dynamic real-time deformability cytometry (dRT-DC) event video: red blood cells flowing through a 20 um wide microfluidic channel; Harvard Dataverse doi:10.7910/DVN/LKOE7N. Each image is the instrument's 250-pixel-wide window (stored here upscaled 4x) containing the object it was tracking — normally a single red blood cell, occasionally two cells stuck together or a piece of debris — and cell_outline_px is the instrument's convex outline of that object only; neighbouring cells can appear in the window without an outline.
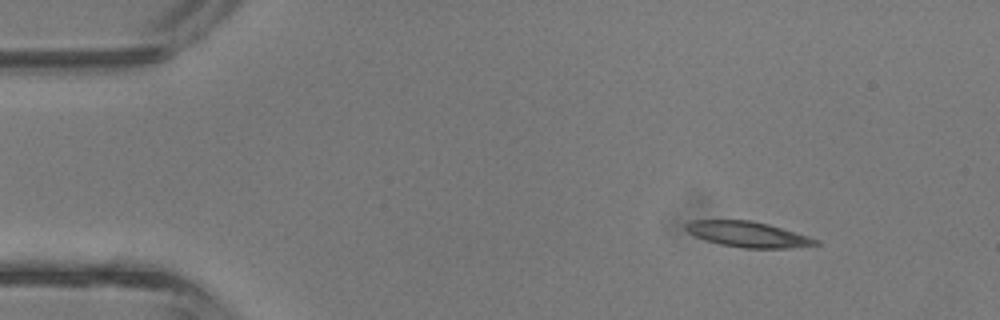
{"species": "common noctule bat (a hibernating species)", "species_latin": "Nyctalus noctula", "temperature_condition": "room temperature", "stored_images_in_passage": 40, "camera_frame_rate_fps": 3000, "um_per_image_px": 0.085, "animal": {"sex": "male", "body_mass_g": 13.3}, "frame": {"image": 1, "passage_image": 4, "time_ms": 1.0, "image_size_px": [1000, 320], "cell_outline_px": [[820, 244], [784, 248], [744, 248], [720, 244], [696, 236], [688, 232], [684, 228], [684, 224], [692, 220], [748, 220], [768, 224], [808, 236], [820, 240]], "centroid_in_image_um": [63.56, 19.91], "position_along_channel_um": 21.4, "area_um2": 19.07}}
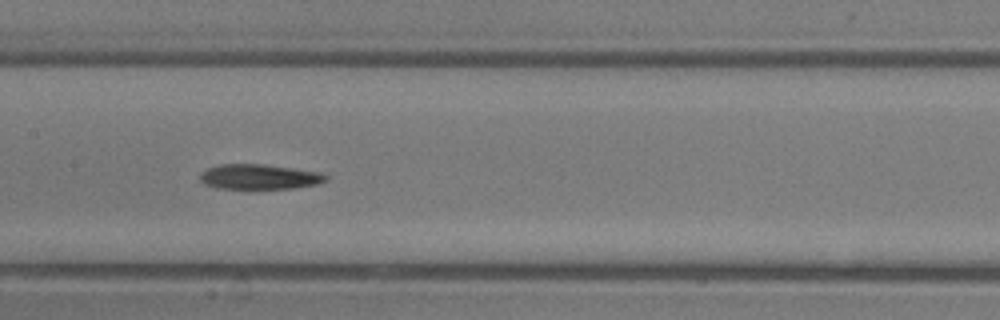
{"frame": {"image": 2, "passage_image": 19, "time_ms": 6.0, "image_size_px": [1000, 320], "cell_outline_px": [[328, 180], [316, 184], [292, 188], [216, 188], [204, 184], [200, 180], [200, 172], [208, 168], [220, 164], [264, 164], [320, 172], [328, 176]], "centroid_in_image_um": [22.02, 15.02], "position_along_channel_um": 185.4, "area_um2": 18.26}}
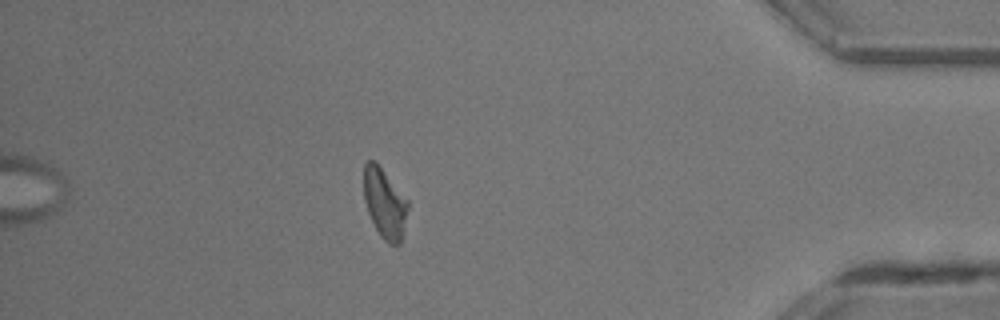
{"frame": {"image": 3, "passage_image": 35, "time_ms": 11.333, "image_size_px": [1000, 320], "cell_outline_px": [[408, 208], [400, 244], [388, 244], [380, 236], [368, 212], [364, 200], [364, 164], [368, 160], [376, 160], [408, 200]], "centroid_in_image_um": [32.69, 17.25], "position_along_channel_um": 402.5, "area_um2": 17.92}}